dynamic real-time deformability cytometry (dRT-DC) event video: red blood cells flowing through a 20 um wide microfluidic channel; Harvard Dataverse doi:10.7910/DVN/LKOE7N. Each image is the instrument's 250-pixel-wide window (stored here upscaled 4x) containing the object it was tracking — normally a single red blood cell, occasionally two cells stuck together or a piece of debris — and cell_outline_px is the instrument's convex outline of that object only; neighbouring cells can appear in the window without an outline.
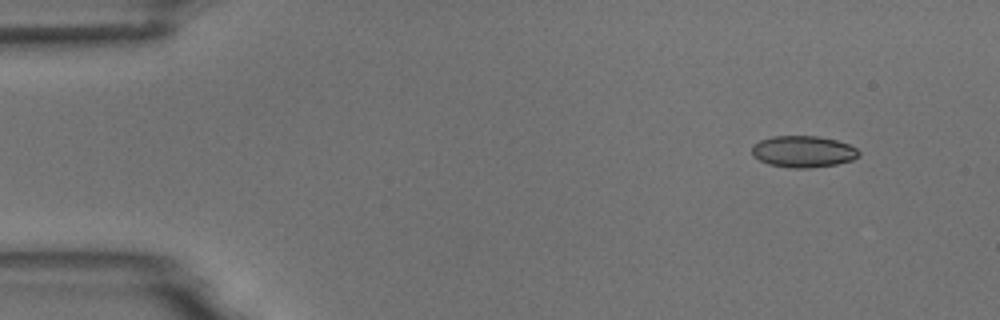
{"species": "common noctule bat (a hibernating species)", "species_latin": "Nyctalus noctula", "temperature_condition": "room temperature", "stored_images_in_passage": 5, "segment_of_instrument_passage": [1, 2], "camera_frame_rate_fps": 3000, "um_per_image_px": 0.085, "animal": {"sex": "male", "body_mass_g": 18.8}, "frame": {"image": 1, "passage_image": 1, "time_ms": 0.0, "image_size_px": [1000, 320], "cell_outline_px": [[860, 156], [852, 160], [836, 164], [812, 168], [792, 168], [768, 164], [752, 156], [752, 144], [760, 140], [772, 136], [816, 136], [836, 140], [848, 144], [856, 148], [860, 152]], "centroid_in_image_um": [68.26, 12.88], "position_along_channel_um": 16.7, "area_um2": 19.77}}